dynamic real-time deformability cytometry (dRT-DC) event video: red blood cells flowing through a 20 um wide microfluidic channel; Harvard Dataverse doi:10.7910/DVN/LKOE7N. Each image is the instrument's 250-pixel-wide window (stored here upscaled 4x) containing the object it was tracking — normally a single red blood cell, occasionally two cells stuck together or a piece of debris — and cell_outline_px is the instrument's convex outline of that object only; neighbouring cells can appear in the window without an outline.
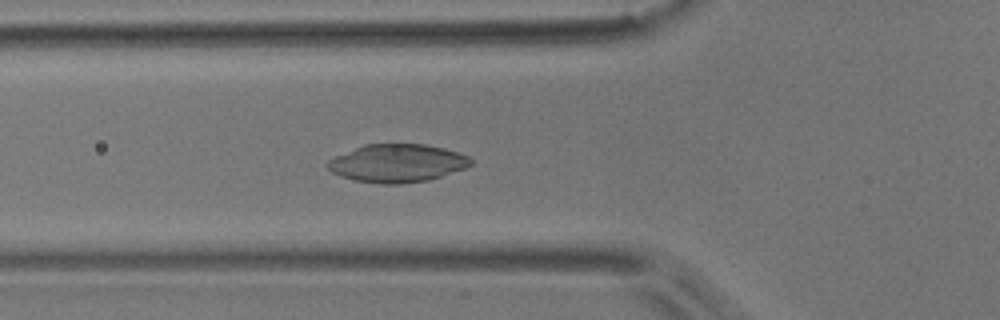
{"species": "common noctule bat (a hibernating species)", "species_latin": "Nyctalus noctula", "temperature_condition": "room temperature", "stored_images_in_passage": 42, "camera_frame_rate_fps": 3000, "um_per_image_px": 0.085, "animal": {"sex": "male", "body_mass_g": 17.9}, "frame": {"image": 1, "passage_image": 6, "time_ms": 1.667, "image_size_px": [1000, 320], "cell_outline_px": [[472, 164], [464, 168], [428, 180], [400, 184], [380, 184], [356, 180], [332, 172], [324, 164], [328, 160], [336, 156], [364, 144], [424, 144], [444, 148], [468, 156], [472, 160]], "centroid_in_image_um": [33.75, 13.87], "position_along_channel_um": 92.1, "area_um2": 31.44}}
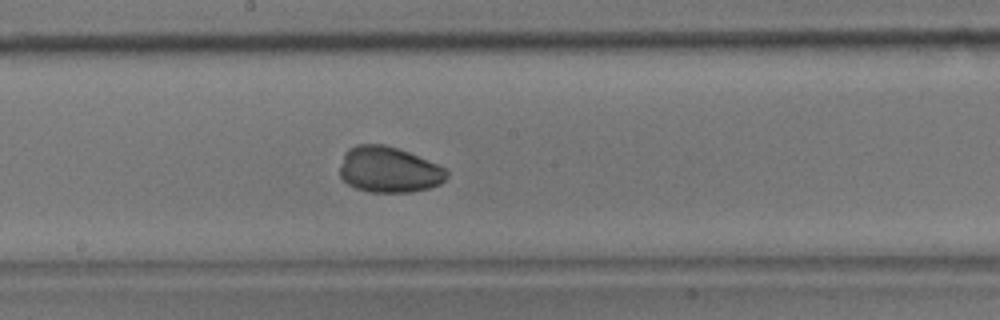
{"frame": {"image": 2, "passage_image": 16, "time_ms": 5.0, "image_size_px": [1000, 320], "cell_outline_px": [[448, 176], [440, 184], [428, 188], [412, 192], [368, 192], [356, 188], [348, 184], [340, 176], [340, 168], [344, 152], [348, 148], [356, 144], [384, 144], [408, 152], [448, 168]], "centroid_in_image_um": [33.06, 14.42], "position_along_channel_um": 215.1, "area_um2": 28.73}}
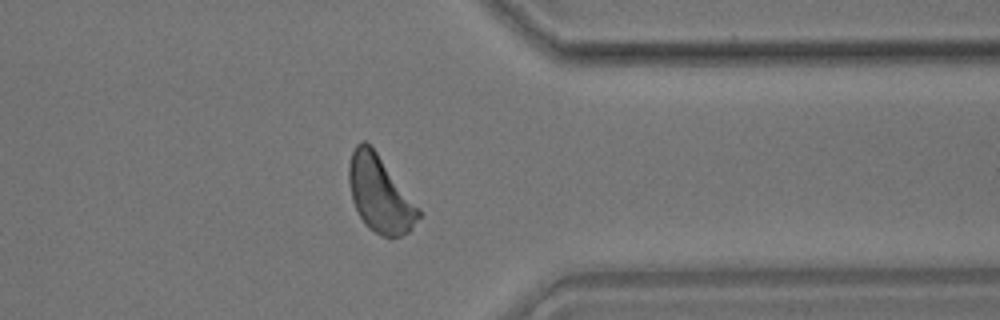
{"frame": {"image": 3, "passage_image": 30, "time_ms": 9.667, "image_size_px": [1000, 320], "cell_outline_px": [[420, 216], [412, 228], [408, 232], [400, 236], [380, 236], [368, 228], [364, 224], [352, 200], [348, 180], [348, 164], [352, 152], [356, 144], [364, 140], [376, 152], [420, 208]], "centroid_in_image_um": [32.28, 16.52], "position_along_channel_um": 379.1, "area_um2": 30.69}, "authors_computed_cell_mechanics": {"area_um2": 29.6225, "velocity_mm_per_s": 3.6784, "shape_relaxation_time_tau1_ms": 4.2988, "shape_relaxation_time_tau2_ms": 3.4353, "deformation_change_tau1": 0.2033, "deformation_change_tau2": 0.0774}}